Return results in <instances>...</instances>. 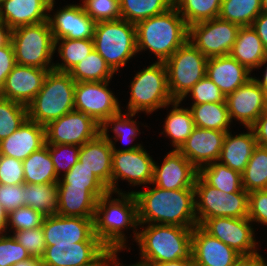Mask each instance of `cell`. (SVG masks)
Instances as JSON below:
<instances>
[{
    "mask_svg": "<svg viewBox=\"0 0 267 266\" xmlns=\"http://www.w3.org/2000/svg\"><path fill=\"white\" fill-rule=\"evenodd\" d=\"M112 194H116L118 198H113ZM138 228V204L134 193L109 191L97 200L94 234L113 255H118L123 250L130 252L124 229L126 232L133 230V238L136 242Z\"/></svg>",
    "mask_w": 267,
    "mask_h": 266,
    "instance_id": "1",
    "label": "cell"
},
{
    "mask_svg": "<svg viewBox=\"0 0 267 266\" xmlns=\"http://www.w3.org/2000/svg\"><path fill=\"white\" fill-rule=\"evenodd\" d=\"M150 189L131 190L138 204L139 224H162L194 228L195 190H165L152 185Z\"/></svg>",
    "mask_w": 267,
    "mask_h": 266,
    "instance_id": "2",
    "label": "cell"
},
{
    "mask_svg": "<svg viewBox=\"0 0 267 266\" xmlns=\"http://www.w3.org/2000/svg\"><path fill=\"white\" fill-rule=\"evenodd\" d=\"M139 229L136 243L140 251V261L133 264L156 266L191 256L193 228L162 224H146L145 226L139 224Z\"/></svg>",
    "mask_w": 267,
    "mask_h": 266,
    "instance_id": "3",
    "label": "cell"
},
{
    "mask_svg": "<svg viewBox=\"0 0 267 266\" xmlns=\"http://www.w3.org/2000/svg\"><path fill=\"white\" fill-rule=\"evenodd\" d=\"M137 52L149 51L165 62L188 40V26L175 6L136 24Z\"/></svg>",
    "mask_w": 267,
    "mask_h": 266,
    "instance_id": "4",
    "label": "cell"
},
{
    "mask_svg": "<svg viewBox=\"0 0 267 266\" xmlns=\"http://www.w3.org/2000/svg\"><path fill=\"white\" fill-rule=\"evenodd\" d=\"M75 86L69 73L49 71L41 90L27 106L28 119L46 126L73 111Z\"/></svg>",
    "mask_w": 267,
    "mask_h": 266,
    "instance_id": "5",
    "label": "cell"
},
{
    "mask_svg": "<svg viewBox=\"0 0 267 266\" xmlns=\"http://www.w3.org/2000/svg\"><path fill=\"white\" fill-rule=\"evenodd\" d=\"M93 43L94 49L117 73L138 54L136 25L122 18L96 22Z\"/></svg>",
    "mask_w": 267,
    "mask_h": 266,
    "instance_id": "6",
    "label": "cell"
},
{
    "mask_svg": "<svg viewBox=\"0 0 267 266\" xmlns=\"http://www.w3.org/2000/svg\"><path fill=\"white\" fill-rule=\"evenodd\" d=\"M130 82L127 112L146 113L168 108L173 102L168 89L167 69L164 62H153L138 71Z\"/></svg>",
    "mask_w": 267,
    "mask_h": 266,
    "instance_id": "7",
    "label": "cell"
},
{
    "mask_svg": "<svg viewBox=\"0 0 267 266\" xmlns=\"http://www.w3.org/2000/svg\"><path fill=\"white\" fill-rule=\"evenodd\" d=\"M16 64L53 69L55 40L48 21L11 30Z\"/></svg>",
    "mask_w": 267,
    "mask_h": 266,
    "instance_id": "8",
    "label": "cell"
},
{
    "mask_svg": "<svg viewBox=\"0 0 267 266\" xmlns=\"http://www.w3.org/2000/svg\"><path fill=\"white\" fill-rule=\"evenodd\" d=\"M194 190L198 225H201L206 219L215 217H248L249 193L244 189L238 192L224 193L208 185L197 175Z\"/></svg>",
    "mask_w": 267,
    "mask_h": 266,
    "instance_id": "9",
    "label": "cell"
},
{
    "mask_svg": "<svg viewBox=\"0 0 267 266\" xmlns=\"http://www.w3.org/2000/svg\"><path fill=\"white\" fill-rule=\"evenodd\" d=\"M207 61L208 58L187 40L164 62L168 89L173 100H181L206 76Z\"/></svg>",
    "mask_w": 267,
    "mask_h": 266,
    "instance_id": "10",
    "label": "cell"
},
{
    "mask_svg": "<svg viewBox=\"0 0 267 266\" xmlns=\"http://www.w3.org/2000/svg\"><path fill=\"white\" fill-rule=\"evenodd\" d=\"M112 145V173L111 192L126 193L120 190L118 181L126 180L131 186L151 185L153 178L154 160L141 143L128 146L127 148H116Z\"/></svg>",
    "mask_w": 267,
    "mask_h": 266,
    "instance_id": "11",
    "label": "cell"
},
{
    "mask_svg": "<svg viewBox=\"0 0 267 266\" xmlns=\"http://www.w3.org/2000/svg\"><path fill=\"white\" fill-rule=\"evenodd\" d=\"M241 27L219 17L188 27L190 41L207 58L230 54Z\"/></svg>",
    "mask_w": 267,
    "mask_h": 266,
    "instance_id": "12",
    "label": "cell"
},
{
    "mask_svg": "<svg viewBox=\"0 0 267 266\" xmlns=\"http://www.w3.org/2000/svg\"><path fill=\"white\" fill-rule=\"evenodd\" d=\"M211 236L238 252L243 258L260 256L255 238L254 224L246 218L215 217L200 225Z\"/></svg>",
    "mask_w": 267,
    "mask_h": 266,
    "instance_id": "13",
    "label": "cell"
},
{
    "mask_svg": "<svg viewBox=\"0 0 267 266\" xmlns=\"http://www.w3.org/2000/svg\"><path fill=\"white\" fill-rule=\"evenodd\" d=\"M110 81L76 82L74 110L82 112L102 125L122 111L118 98L108 88Z\"/></svg>",
    "mask_w": 267,
    "mask_h": 266,
    "instance_id": "14",
    "label": "cell"
},
{
    "mask_svg": "<svg viewBox=\"0 0 267 266\" xmlns=\"http://www.w3.org/2000/svg\"><path fill=\"white\" fill-rule=\"evenodd\" d=\"M113 254L101 242H78L47 246L44 266H106Z\"/></svg>",
    "mask_w": 267,
    "mask_h": 266,
    "instance_id": "15",
    "label": "cell"
},
{
    "mask_svg": "<svg viewBox=\"0 0 267 266\" xmlns=\"http://www.w3.org/2000/svg\"><path fill=\"white\" fill-rule=\"evenodd\" d=\"M100 133L101 125L93 118L73 110L58 119L50 121L45 126V144L83 146Z\"/></svg>",
    "mask_w": 267,
    "mask_h": 266,
    "instance_id": "16",
    "label": "cell"
},
{
    "mask_svg": "<svg viewBox=\"0 0 267 266\" xmlns=\"http://www.w3.org/2000/svg\"><path fill=\"white\" fill-rule=\"evenodd\" d=\"M56 2L49 4L48 23L54 40L58 39H93L96 22L85 12L81 3L64 5L56 10Z\"/></svg>",
    "mask_w": 267,
    "mask_h": 266,
    "instance_id": "17",
    "label": "cell"
},
{
    "mask_svg": "<svg viewBox=\"0 0 267 266\" xmlns=\"http://www.w3.org/2000/svg\"><path fill=\"white\" fill-rule=\"evenodd\" d=\"M42 230L46 246L100 242L94 234V219L53 214L45 217Z\"/></svg>",
    "mask_w": 267,
    "mask_h": 266,
    "instance_id": "18",
    "label": "cell"
},
{
    "mask_svg": "<svg viewBox=\"0 0 267 266\" xmlns=\"http://www.w3.org/2000/svg\"><path fill=\"white\" fill-rule=\"evenodd\" d=\"M230 120L250 128L267 108V94L252 77L225 98Z\"/></svg>",
    "mask_w": 267,
    "mask_h": 266,
    "instance_id": "19",
    "label": "cell"
},
{
    "mask_svg": "<svg viewBox=\"0 0 267 266\" xmlns=\"http://www.w3.org/2000/svg\"><path fill=\"white\" fill-rule=\"evenodd\" d=\"M198 169L178 150L172 149L161 165L154 161L151 185L165 190L194 189Z\"/></svg>",
    "mask_w": 267,
    "mask_h": 266,
    "instance_id": "20",
    "label": "cell"
},
{
    "mask_svg": "<svg viewBox=\"0 0 267 266\" xmlns=\"http://www.w3.org/2000/svg\"><path fill=\"white\" fill-rule=\"evenodd\" d=\"M191 257L194 266H236L243 257L200 225L193 228Z\"/></svg>",
    "mask_w": 267,
    "mask_h": 266,
    "instance_id": "21",
    "label": "cell"
},
{
    "mask_svg": "<svg viewBox=\"0 0 267 266\" xmlns=\"http://www.w3.org/2000/svg\"><path fill=\"white\" fill-rule=\"evenodd\" d=\"M51 70L16 64L5 79L0 97L28 106Z\"/></svg>",
    "mask_w": 267,
    "mask_h": 266,
    "instance_id": "22",
    "label": "cell"
},
{
    "mask_svg": "<svg viewBox=\"0 0 267 266\" xmlns=\"http://www.w3.org/2000/svg\"><path fill=\"white\" fill-rule=\"evenodd\" d=\"M226 132L195 127L178 149L198 170L218 161Z\"/></svg>",
    "mask_w": 267,
    "mask_h": 266,
    "instance_id": "23",
    "label": "cell"
},
{
    "mask_svg": "<svg viewBox=\"0 0 267 266\" xmlns=\"http://www.w3.org/2000/svg\"><path fill=\"white\" fill-rule=\"evenodd\" d=\"M45 143V126L27 119L9 137L0 141V155L24 161Z\"/></svg>",
    "mask_w": 267,
    "mask_h": 266,
    "instance_id": "24",
    "label": "cell"
},
{
    "mask_svg": "<svg viewBox=\"0 0 267 266\" xmlns=\"http://www.w3.org/2000/svg\"><path fill=\"white\" fill-rule=\"evenodd\" d=\"M206 76L225 97L253 77L247 68L230 55L208 58Z\"/></svg>",
    "mask_w": 267,
    "mask_h": 266,
    "instance_id": "25",
    "label": "cell"
},
{
    "mask_svg": "<svg viewBox=\"0 0 267 266\" xmlns=\"http://www.w3.org/2000/svg\"><path fill=\"white\" fill-rule=\"evenodd\" d=\"M112 145L101 133L81 146L80 166L89 169L111 191Z\"/></svg>",
    "mask_w": 267,
    "mask_h": 266,
    "instance_id": "26",
    "label": "cell"
},
{
    "mask_svg": "<svg viewBox=\"0 0 267 266\" xmlns=\"http://www.w3.org/2000/svg\"><path fill=\"white\" fill-rule=\"evenodd\" d=\"M49 3L46 0H2L0 20L10 30L24 25L38 24L48 19Z\"/></svg>",
    "mask_w": 267,
    "mask_h": 266,
    "instance_id": "27",
    "label": "cell"
},
{
    "mask_svg": "<svg viewBox=\"0 0 267 266\" xmlns=\"http://www.w3.org/2000/svg\"><path fill=\"white\" fill-rule=\"evenodd\" d=\"M239 134L226 132L218 161L240 173L246 168L255 147L258 145L251 128Z\"/></svg>",
    "mask_w": 267,
    "mask_h": 266,
    "instance_id": "28",
    "label": "cell"
},
{
    "mask_svg": "<svg viewBox=\"0 0 267 266\" xmlns=\"http://www.w3.org/2000/svg\"><path fill=\"white\" fill-rule=\"evenodd\" d=\"M57 185V215L94 219L98 199L87 188Z\"/></svg>",
    "mask_w": 267,
    "mask_h": 266,
    "instance_id": "29",
    "label": "cell"
},
{
    "mask_svg": "<svg viewBox=\"0 0 267 266\" xmlns=\"http://www.w3.org/2000/svg\"><path fill=\"white\" fill-rule=\"evenodd\" d=\"M229 55L252 73L253 70H258L267 51L255 30L251 26H243L238 31Z\"/></svg>",
    "mask_w": 267,
    "mask_h": 266,
    "instance_id": "30",
    "label": "cell"
},
{
    "mask_svg": "<svg viewBox=\"0 0 267 266\" xmlns=\"http://www.w3.org/2000/svg\"><path fill=\"white\" fill-rule=\"evenodd\" d=\"M181 103L180 100H174L169 104L172 109L166 115L163 131L160 132L161 135L165 134V137L171 138L170 143L174 150H178L182 146L195 128L190 109L182 107Z\"/></svg>",
    "mask_w": 267,
    "mask_h": 266,
    "instance_id": "31",
    "label": "cell"
},
{
    "mask_svg": "<svg viewBox=\"0 0 267 266\" xmlns=\"http://www.w3.org/2000/svg\"><path fill=\"white\" fill-rule=\"evenodd\" d=\"M23 162L24 180L26 184H51L58 183L57 176L49 149L45 144L34 151Z\"/></svg>",
    "mask_w": 267,
    "mask_h": 266,
    "instance_id": "32",
    "label": "cell"
},
{
    "mask_svg": "<svg viewBox=\"0 0 267 266\" xmlns=\"http://www.w3.org/2000/svg\"><path fill=\"white\" fill-rule=\"evenodd\" d=\"M191 111L195 127L228 132L232 124L226 102L192 104Z\"/></svg>",
    "mask_w": 267,
    "mask_h": 266,
    "instance_id": "33",
    "label": "cell"
},
{
    "mask_svg": "<svg viewBox=\"0 0 267 266\" xmlns=\"http://www.w3.org/2000/svg\"><path fill=\"white\" fill-rule=\"evenodd\" d=\"M58 49V50H57ZM57 50V51H56ZM94 50L93 39H58L55 40V51L61 63L53 64V70L69 73L79 62Z\"/></svg>",
    "mask_w": 267,
    "mask_h": 266,
    "instance_id": "34",
    "label": "cell"
},
{
    "mask_svg": "<svg viewBox=\"0 0 267 266\" xmlns=\"http://www.w3.org/2000/svg\"><path fill=\"white\" fill-rule=\"evenodd\" d=\"M198 175L210 186L233 193L243 189L241 173L219 161L212 162L198 170Z\"/></svg>",
    "mask_w": 267,
    "mask_h": 266,
    "instance_id": "35",
    "label": "cell"
},
{
    "mask_svg": "<svg viewBox=\"0 0 267 266\" xmlns=\"http://www.w3.org/2000/svg\"><path fill=\"white\" fill-rule=\"evenodd\" d=\"M24 206L40 211L45 216L57 213L58 185L51 184H23Z\"/></svg>",
    "mask_w": 267,
    "mask_h": 266,
    "instance_id": "36",
    "label": "cell"
},
{
    "mask_svg": "<svg viewBox=\"0 0 267 266\" xmlns=\"http://www.w3.org/2000/svg\"><path fill=\"white\" fill-rule=\"evenodd\" d=\"M119 2L121 18L135 25L174 6V0H119Z\"/></svg>",
    "mask_w": 267,
    "mask_h": 266,
    "instance_id": "37",
    "label": "cell"
},
{
    "mask_svg": "<svg viewBox=\"0 0 267 266\" xmlns=\"http://www.w3.org/2000/svg\"><path fill=\"white\" fill-rule=\"evenodd\" d=\"M136 116V113L132 112H123L111 116L108 118L102 125H101V134L111 142V144H115L117 141H122L126 144H132L133 141L138 138L137 136L141 134L139 129V121L137 123L136 120L133 119V117ZM109 127L110 131L114 133L113 137H110L109 133ZM114 140V141H113ZM125 141V142H124Z\"/></svg>",
    "mask_w": 267,
    "mask_h": 266,
    "instance_id": "38",
    "label": "cell"
},
{
    "mask_svg": "<svg viewBox=\"0 0 267 266\" xmlns=\"http://www.w3.org/2000/svg\"><path fill=\"white\" fill-rule=\"evenodd\" d=\"M69 74L75 82H101L111 81L115 72L94 49Z\"/></svg>",
    "mask_w": 267,
    "mask_h": 266,
    "instance_id": "39",
    "label": "cell"
},
{
    "mask_svg": "<svg viewBox=\"0 0 267 266\" xmlns=\"http://www.w3.org/2000/svg\"><path fill=\"white\" fill-rule=\"evenodd\" d=\"M262 12V0H222L219 18L240 27L251 26Z\"/></svg>",
    "mask_w": 267,
    "mask_h": 266,
    "instance_id": "40",
    "label": "cell"
},
{
    "mask_svg": "<svg viewBox=\"0 0 267 266\" xmlns=\"http://www.w3.org/2000/svg\"><path fill=\"white\" fill-rule=\"evenodd\" d=\"M245 191L267 190V146L257 145L241 173Z\"/></svg>",
    "mask_w": 267,
    "mask_h": 266,
    "instance_id": "41",
    "label": "cell"
},
{
    "mask_svg": "<svg viewBox=\"0 0 267 266\" xmlns=\"http://www.w3.org/2000/svg\"><path fill=\"white\" fill-rule=\"evenodd\" d=\"M222 0H174V6L189 27L192 24L217 18Z\"/></svg>",
    "mask_w": 267,
    "mask_h": 266,
    "instance_id": "42",
    "label": "cell"
},
{
    "mask_svg": "<svg viewBox=\"0 0 267 266\" xmlns=\"http://www.w3.org/2000/svg\"><path fill=\"white\" fill-rule=\"evenodd\" d=\"M27 119L26 105L0 97V141L9 137Z\"/></svg>",
    "mask_w": 267,
    "mask_h": 266,
    "instance_id": "43",
    "label": "cell"
},
{
    "mask_svg": "<svg viewBox=\"0 0 267 266\" xmlns=\"http://www.w3.org/2000/svg\"><path fill=\"white\" fill-rule=\"evenodd\" d=\"M57 184H68L70 187H85L97 199L109 192V189L84 166H80L78 161L69 172L59 178Z\"/></svg>",
    "mask_w": 267,
    "mask_h": 266,
    "instance_id": "44",
    "label": "cell"
},
{
    "mask_svg": "<svg viewBox=\"0 0 267 266\" xmlns=\"http://www.w3.org/2000/svg\"><path fill=\"white\" fill-rule=\"evenodd\" d=\"M45 215L31 207L23 206L12 210L7 216L6 233L17 232L20 230H30L41 227Z\"/></svg>",
    "mask_w": 267,
    "mask_h": 266,
    "instance_id": "45",
    "label": "cell"
},
{
    "mask_svg": "<svg viewBox=\"0 0 267 266\" xmlns=\"http://www.w3.org/2000/svg\"><path fill=\"white\" fill-rule=\"evenodd\" d=\"M51 160L54 165L55 172L60 178L78 162L79 151L81 146L79 145H66V144H46ZM63 173V174H62Z\"/></svg>",
    "mask_w": 267,
    "mask_h": 266,
    "instance_id": "46",
    "label": "cell"
},
{
    "mask_svg": "<svg viewBox=\"0 0 267 266\" xmlns=\"http://www.w3.org/2000/svg\"><path fill=\"white\" fill-rule=\"evenodd\" d=\"M81 4L95 22L121 19L119 0H82Z\"/></svg>",
    "mask_w": 267,
    "mask_h": 266,
    "instance_id": "47",
    "label": "cell"
},
{
    "mask_svg": "<svg viewBox=\"0 0 267 266\" xmlns=\"http://www.w3.org/2000/svg\"><path fill=\"white\" fill-rule=\"evenodd\" d=\"M187 95L191 96L192 104L226 102L224 94L207 76L198 81L180 101Z\"/></svg>",
    "mask_w": 267,
    "mask_h": 266,
    "instance_id": "48",
    "label": "cell"
},
{
    "mask_svg": "<svg viewBox=\"0 0 267 266\" xmlns=\"http://www.w3.org/2000/svg\"><path fill=\"white\" fill-rule=\"evenodd\" d=\"M31 256L10 233L0 234V266H13Z\"/></svg>",
    "mask_w": 267,
    "mask_h": 266,
    "instance_id": "49",
    "label": "cell"
},
{
    "mask_svg": "<svg viewBox=\"0 0 267 266\" xmlns=\"http://www.w3.org/2000/svg\"><path fill=\"white\" fill-rule=\"evenodd\" d=\"M12 235L27 250L31 257L42 258L47 247L42 226L35 229L13 232Z\"/></svg>",
    "mask_w": 267,
    "mask_h": 266,
    "instance_id": "50",
    "label": "cell"
},
{
    "mask_svg": "<svg viewBox=\"0 0 267 266\" xmlns=\"http://www.w3.org/2000/svg\"><path fill=\"white\" fill-rule=\"evenodd\" d=\"M23 162L21 160L0 155V184H24Z\"/></svg>",
    "mask_w": 267,
    "mask_h": 266,
    "instance_id": "51",
    "label": "cell"
},
{
    "mask_svg": "<svg viewBox=\"0 0 267 266\" xmlns=\"http://www.w3.org/2000/svg\"><path fill=\"white\" fill-rule=\"evenodd\" d=\"M248 218L254 224L267 227V190L249 192Z\"/></svg>",
    "mask_w": 267,
    "mask_h": 266,
    "instance_id": "52",
    "label": "cell"
},
{
    "mask_svg": "<svg viewBox=\"0 0 267 266\" xmlns=\"http://www.w3.org/2000/svg\"><path fill=\"white\" fill-rule=\"evenodd\" d=\"M24 194L23 184H0V204L7 213L24 206Z\"/></svg>",
    "mask_w": 267,
    "mask_h": 266,
    "instance_id": "53",
    "label": "cell"
},
{
    "mask_svg": "<svg viewBox=\"0 0 267 266\" xmlns=\"http://www.w3.org/2000/svg\"><path fill=\"white\" fill-rule=\"evenodd\" d=\"M16 65L14 48L9 41L7 44L0 47V93L3 89L7 75Z\"/></svg>",
    "mask_w": 267,
    "mask_h": 266,
    "instance_id": "54",
    "label": "cell"
},
{
    "mask_svg": "<svg viewBox=\"0 0 267 266\" xmlns=\"http://www.w3.org/2000/svg\"><path fill=\"white\" fill-rule=\"evenodd\" d=\"M250 128L254 132L257 144L267 146V108Z\"/></svg>",
    "mask_w": 267,
    "mask_h": 266,
    "instance_id": "55",
    "label": "cell"
},
{
    "mask_svg": "<svg viewBox=\"0 0 267 266\" xmlns=\"http://www.w3.org/2000/svg\"><path fill=\"white\" fill-rule=\"evenodd\" d=\"M251 27L258 34L265 50L267 51V13L261 12L252 22Z\"/></svg>",
    "mask_w": 267,
    "mask_h": 266,
    "instance_id": "56",
    "label": "cell"
},
{
    "mask_svg": "<svg viewBox=\"0 0 267 266\" xmlns=\"http://www.w3.org/2000/svg\"><path fill=\"white\" fill-rule=\"evenodd\" d=\"M236 266H267V261L262 256L243 258Z\"/></svg>",
    "mask_w": 267,
    "mask_h": 266,
    "instance_id": "57",
    "label": "cell"
},
{
    "mask_svg": "<svg viewBox=\"0 0 267 266\" xmlns=\"http://www.w3.org/2000/svg\"><path fill=\"white\" fill-rule=\"evenodd\" d=\"M10 34L11 30L2 20H0V47L10 41Z\"/></svg>",
    "mask_w": 267,
    "mask_h": 266,
    "instance_id": "58",
    "label": "cell"
},
{
    "mask_svg": "<svg viewBox=\"0 0 267 266\" xmlns=\"http://www.w3.org/2000/svg\"><path fill=\"white\" fill-rule=\"evenodd\" d=\"M265 64L267 65V55L266 57L264 58V60L261 62V64L259 65L258 69L262 68V66L264 67ZM262 79L259 77H255L254 75V80L259 84V86L265 91V93L267 94V66H265V73L262 75Z\"/></svg>",
    "mask_w": 267,
    "mask_h": 266,
    "instance_id": "59",
    "label": "cell"
},
{
    "mask_svg": "<svg viewBox=\"0 0 267 266\" xmlns=\"http://www.w3.org/2000/svg\"><path fill=\"white\" fill-rule=\"evenodd\" d=\"M156 266H194L192 257L190 256L189 258L186 259H180L177 261H171V262H165L162 264H158Z\"/></svg>",
    "mask_w": 267,
    "mask_h": 266,
    "instance_id": "60",
    "label": "cell"
},
{
    "mask_svg": "<svg viewBox=\"0 0 267 266\" xmlns=\"http://www.w3.org/2000/svg\"><path fill=\"white\" fill-rule=\"evenodd\" d=\"M13 266H44L41 258L30 257L26 260L20 261Z\"/></svg>",
    "mask_w": 267,
    "mask_h": 266,
    "instance_id": "61",
    "label": "cell"
},
{
    "mask_svg": "<svg viewBox=\"0 0 267 266\" xmlns=\"http://www.w3.org/2000/svg\"><path fill=\"white\" fill-rule=\"evenodd\" d=\"M7 216L8 213L4 210L3 206L0 204V234L6 233Z\"/></svg>",
    "mask_w": 267,
    "mask_h": 266,
    "instance_id": "62",
    "label": "cell"
},
{
    "mask_svg": "<svg viewBox=\"0 0 267 266\" xmlns=\"http://www.w3.org/2000/svg\"><path fill=\"white\" fill-rule=\"evenodd\" d=\"M119 260H121V259H119L118 255H113L110 258V260L108 261L106 266H135L133 264H131V265L130 264L129 265L124 264L123 265V263H120Z\"/></svg>",
    "mask_w": 267,
    "mask_h": 266,
    "instance_id": "63",
    "label": "cell"
},
{
    "mask_svg": "<svg viewBox=\"0 0 267 266\" xmlns=\"http://www.w3.org/2000/svg\"><path fill=\"white\" fill-rule=\"evenodd\" d=\"M262 12L267 13V0H262Z\"/></svg>",
    "mask_w": 267,
    "mask_h": 266,
    "instance_id": "64",
    "label": "cell"
},
{
    "mask_svg": "<svg viewBox=\"0 0 267 266\" xmlns=\"http://www.w3.org/2000/svg\"><path fill=\"white\" fill-rule=\"evenodd\" d=\"M135 266H154V265H150V264H133Z\"/></svg>",
    "mask_w": 267,
    "mask_h": 266,
    "instance_id": "65",
    "label": "cell"
},
{
    "mask_svg": "<svg viewBox=\"0 0 267 266\" xmlns=\"http://www.w3.org/2000/svg\"><path fill=\"white\" fill-rule=\"evenodd\" d=\"M49 4H53L55 3L56 1L55 0H46Z\"/></svg>",
    "mask_w": 267,
    "mask_h": 266,
    "instance_id": "66",
    "label": "cell"
}]
</instances>
